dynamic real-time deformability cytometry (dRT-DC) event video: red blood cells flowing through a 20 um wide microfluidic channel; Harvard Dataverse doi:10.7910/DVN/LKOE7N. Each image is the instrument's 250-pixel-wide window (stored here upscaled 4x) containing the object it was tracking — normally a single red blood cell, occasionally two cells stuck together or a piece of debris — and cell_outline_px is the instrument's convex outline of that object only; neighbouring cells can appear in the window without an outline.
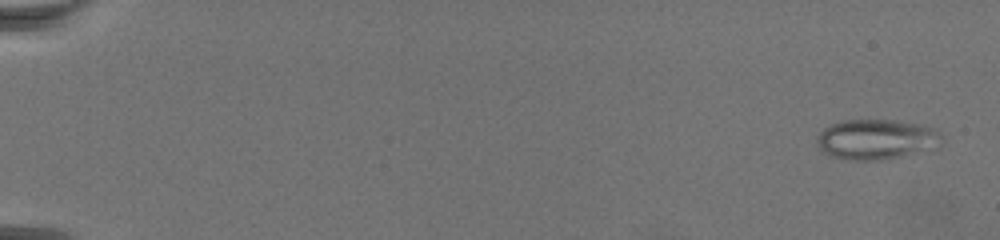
{"species": "common noctule bat (a hibernating species)", "species_latin": "Nyctalus noctula", "temperature_condition": "warm", "stored_images_in_passage": 72, "camera_frame_rate_fps": 3000, "um_per_image_px": 0.085, "animal": {"sex": "female", "body_mass_g": 19.5, "forearm_length_mm": 54.1}, "frame": {"image": 1, "passage_image": 3, "time_ms": 0.667, "image_size_px": [1000, 240], "cell_outline_px": [[944, 144], [936, 148], [900, 156], [880, 160], [848, 160], [832, 156], [824, 152], [816, 144], [816, 136], [824, 128], [832, 124], [844, 120], [896, 120], [924, 124], [936, 128], [944, 136]], "centroid_in_image_um": [74.56, 11.83], "position_along_channel_um": 10.4, "area_um2": 29.71}}
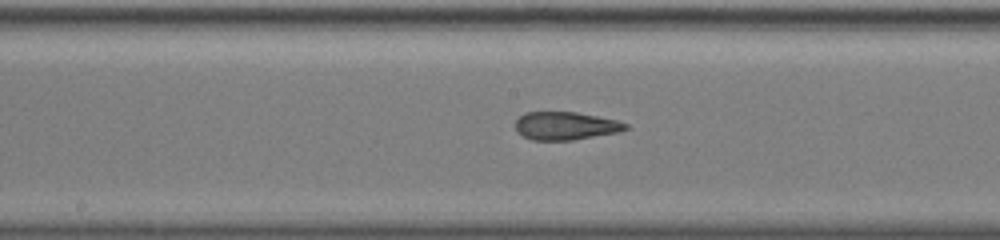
{"frame": {"image": 2, "passage_image": 41, "time_ms": 13.333, "image_size_px": [1000, 240], "cell_outline_px": [[628, 128], [616, 132], [572, 140], [532, 140], [516, 132], [516, 120], [524, 112], [576, 112], [616, 120], [628, 124]], "centroid_in_image_um": [48.03, 10.69], "position_along_channel_um": 200.2, "area_um2": 17.8}}
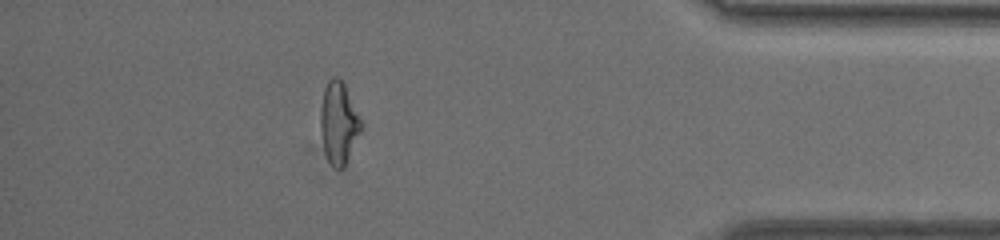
{"frame": {"image": 3, "passage_image": 65, "time_ms": 21.333, "image_size_px": [1000, 240], "cell_outline_px": [[364, 124], [344, 168], [336, 168], [328, 160], [324, 148], [320, 132], [320, 108], [324, 88], [328, 80], [332, 76], [336, 76], [344, 80]], "centroid_in_image_um": [28.81, 10.37], "position_along_channel_um": 406.4, "area_um2": 19.83}}